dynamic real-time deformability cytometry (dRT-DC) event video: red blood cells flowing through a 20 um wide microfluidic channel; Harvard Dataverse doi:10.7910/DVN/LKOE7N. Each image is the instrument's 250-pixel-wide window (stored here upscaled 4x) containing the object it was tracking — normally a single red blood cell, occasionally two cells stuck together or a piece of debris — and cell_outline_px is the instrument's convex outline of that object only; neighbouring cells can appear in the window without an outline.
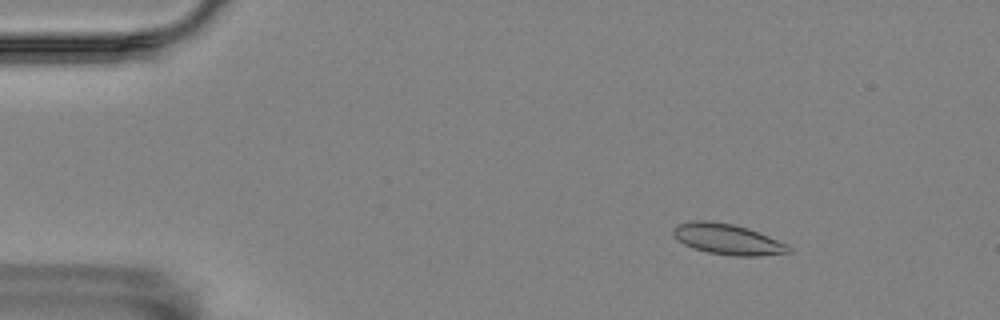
{"species": "Egyptian fruit bat (a non-hibernating species)", "species_latin": "Rousettus aegyptiacus", "temperature_condition": "room temperature", "stored_images_in_passage": 58, "camera_frame_rate_fps": 3000, "um_per_image_px": 0.085, "animal": {"sex": "female"}, "frame": {"image": 1, "passage_image": 8, "time_ms": 2.333, "image_size_px": [1000, 320], "cell_outline_px": [[792, 252], [760, 256], [732, 256], [708, 252], [692, 248], [676, 240], [672, 236], [672, 228], [688, 220], [708, 220], [732, 224], [748, 228], [788, 244], [792, 248]], "centroid_in_image_um": [61.81, 20.33], "position_along_channel_um": 23.2, "area_um2": 20.92}}
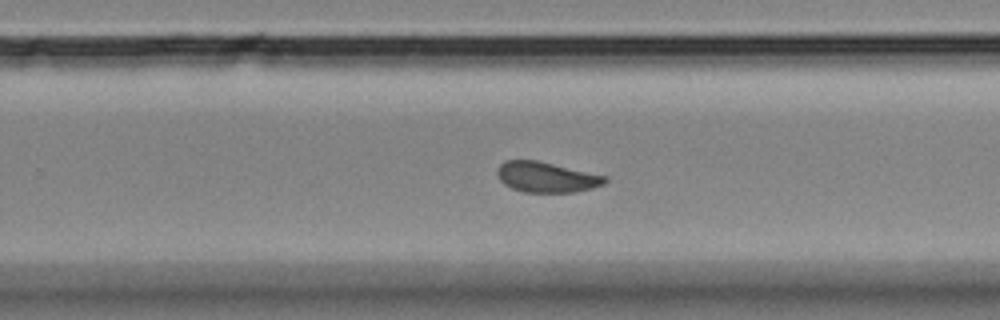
{"frame": {"image": 2, "passage_image": 37, "time_ms": 12.0, "image_size_px": [1000, 320], "cell_outline_px": [[608, 180], [604, 184], [592, 188], [576, 192], [524, 192], [512, 188], [504, 184], [500, 180], [496, 172], [496, 168], [504, 160], [540, 160], [608, 176]], "centroid_in_image_um": [46.46, 15.04], "position_along_channel_um": 283.3, "area_um2": 19.42}}
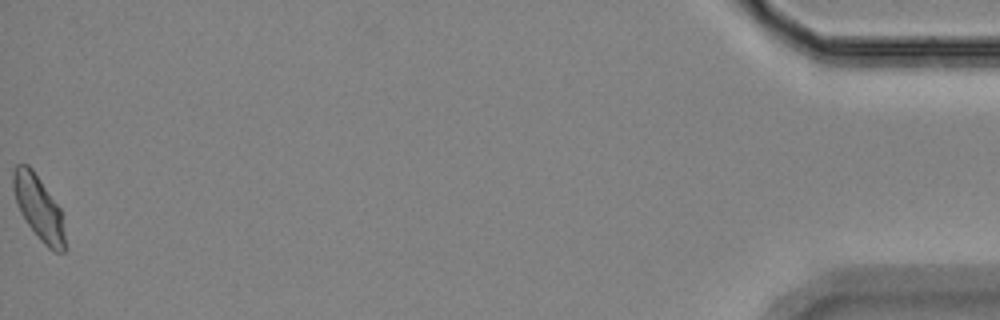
{"frame": {"image": 3, "passage_image": 58, "time_ms": 19.0, "image_size_px": [1000, 320], "cell_outline_px": [[68, 248], [64, 252], [56, 252], [48, 248], [40, 240], [28, 224], [20, 212], [16, 204], [12, 188], [12, 172], [16, 164], [28, 164], [32, 168], [60, 208]], "centroid_in_image_um": [3.29, 17.68], "position_along_channel_um": 431.9, "area_um2": 19.65}, "authors_computed_cell_mechanics": {"area_um2": 19.5364, "velocity_mm_per_s": 3.4679, "shape_relaxation_time_tau1_ms": null, "shape_relaxation_time_tau2_ms": 1.797, "deformation_change_tau1": null, "deformation_change_tau2": 0.0708}}